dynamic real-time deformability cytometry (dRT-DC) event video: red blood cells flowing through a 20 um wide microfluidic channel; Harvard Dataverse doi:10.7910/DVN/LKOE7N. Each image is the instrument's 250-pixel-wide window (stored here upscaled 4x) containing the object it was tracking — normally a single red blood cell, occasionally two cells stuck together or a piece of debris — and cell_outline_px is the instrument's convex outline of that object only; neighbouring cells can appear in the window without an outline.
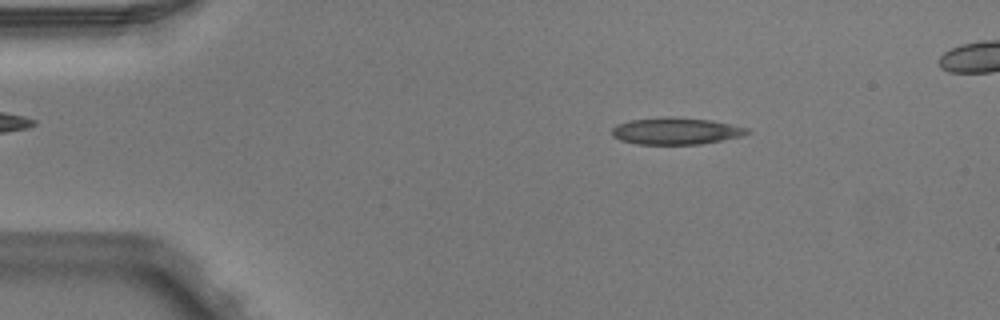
{"species": "Egyptian fruit bat (a non-hibernating species)", "species_latin": "Rousettus aegyptiacus", "temperature_condition": "warm", "stored_images_in_passage": 4, "segment_of_instrument_passage": [1, 2], "camera_frame_rate_fps": 3000, "um_per_image_px": 0.085, "animal": {"sex": "male"}, "frame": {"image": 1, "passage_image": 2, "time_ms": 0.333, "image_size_px": [1000, 320], "cell_outline_px": [[752, 132], [740, 136], [700, 144], [636, 144], [620, 140], [612, 136], [612, 128], [616, 124], [628, 120], [664, 116], [676, 116], [712, 120], [748, 128]], "centroid_in_image_um": [57.41, 11.12], "position_along_channel_um": 27.6, "area_um2": 21.39}}